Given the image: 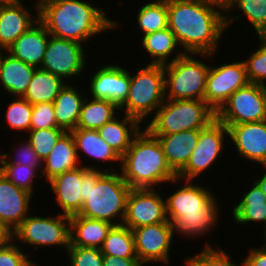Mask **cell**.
Wrapping results in <instances>:
<instances>
[{"label":"cell","mask_w":266,"mask_h":266,"mask_svg":"<svg viewBox=\"0 0 266 266\" xmlns=\"http://www.w3.org/2000/svg\"><path fill=\"white\" fill-rule=\"evenodd\" d=\"M201 182L203 183L201 184ZM201 182L175 178L168 183V186L170 185L172 188V185L176 183L173 192L170 188L168 190L170 195L166 194L165 196L166 215L171 223L173 239L175 236L181 237V239L183 236V240L187 238L195 241L204 236L208 239V234H211V231L214 233L215 227L221 224L220 218H224L221 216V212L225 211L226 213V210L222 209L224 208L221 203L223 200L218 198L221 195H216L214 190L211 191V186L205 184L204 181ZM180 184L181 186H179Z\"/></svg>","instance_id":"6da1fadb"},{"label":"cell","mask_w":266,"mask_h":266,"mask_svg":"<svg viewBox=\"0 0 266 266\" xmlns=\"http://www.w3.org/2000/svg\"><path fill=\"white\" fill-rule=\"evenodd\" d=\"M167 10L168 28L184 53H218L222 40H227L225 8L219 4L207 0H167Z\"/></svg>","instance_id":"7a4b0ae2"},{"label":"cell","mask_w":266,"mask_h":266,"mask_svg":"<svg viewBox=\"0 0 266 266\" xmlns=\"http://www.w3.org/2000/svg\"><path fill=\"white\" fill-rule=\"evenodd\" d=\"M92 2L61 0L49 4L39 11V21L50 35L90 47L89 43L97 35L120 30V22L107 14L108 11L104 10L106 7L102 9L100 4L94 5Z\"/></svg>","instance_id":"3957f363"},{"label":"cell","mask_w":266,"mask_h":266,"mask_svg":"<svg viewBox=\"0 0 266 266\" xmlns=\"http://www.w3.org/2000/svg\"><path fill=\"white\" fill-rule=\"evenodd\" d=\"M130 191L120 171L106 172L82 166L81 211L78 215L120 225Z\"/></svg>","instance_id":"277c9868"},{"label":"cell","mask_w":266,"mask_h":266,"mask_svg":"<svg viewBox=\"0 0 266 266\" xmlns=\"http://www.w3.org/2000/svg\"><path fill=\"white\" fill-rule=\"evenodd\" d=\"M119 171L131 189L166 188L165 183L177 178L159 140L144 126L121 157Z\"/></svg>","instance_id":"5b68a950"},{"label":"cell","mask_w":266,"mask_h":266,"mask_svg":"<svg viewBox=\"0 0 266 266\" xmlns=\"http://www.w3.org/2000/svg\"><path fill=\"white\" fill-rule=\"evenodd\" d=\"M143 64L137 70L130 69L128 97L119 107L121 113L137 119L142 125L155 115L166 100L163 65Z\"/></svg>","instance_id":"8992f818"},{"label":"cell","mask_w":266,"mask_h":266,"mask_svg":"<svg viewBox=\"0 0 266 266\" xmlns=\"http://www.w3.org/2000/svg\"><path fill=\"white\" fill-rule=\"evenodd\" d=\"M34 212H31L26 219L14 230L13 240L24 251H28L27 253L30 254L32 259H34V256L36 255H33L32 257L31 252L33 253L34 250V254H36L38 250L42 249L43 251V247L46 250L48 249V252L50 249L55 250L57 247V251L60 249V253H63L61 252V249H63L62 251L66 253V250L70 246V217L59 213H51V215L46 213L45 216L43 211L39 212V210L38 212L37 210H34ZM36 249L37 252L35 251Z\"/></svg>","instance_id":"52a82bcc"},{"label":"cell","mask_w":266,"mask_h":266,"mask_svg":"<svg viewBox=\"0 0 266 266\" xmlns=\"http://www.w3.org/2000/svg\"><path fill=\"white\" fill-rule=\"evenodd\" d=\"M216 119V112L204 100L166 99L144 125L152 135H169L203 129Z\"/></svg>","instance_id":"ba28073f"},{"label":"cell","mask_w":266,"mask_h":266,"mask_svg":"<svg viewBox=\"0 0 266 266\" xmlns=\"http://www.w3.org/2000/svg\"><path fill=\"white\" fill-rule=\"evenodd\" d=\"M211 54L185 53L163 65L165 98L171 100H204Z\"/></svg>","instance_id":"9c48e42d"},{"label":"cell","mask_w":266,"mask_h":266,"mask_svg":"<svg viewBox=\"0 0 266 266\" xmlns=\"http://www.w3.org/2000/svg\"><path fill=\"white\" fill-rule=\"evenodd\" d=\"M227 141L228 128L216 118L208 126L201 129L197 145L186 165L177 173V178L200 182L198 179H202L206 172L209 171L210 173V170H214L218 159L224 156L222 154L224 150L228 151L229 143Z\"/></svg>","instance_id":"30bf717a"},{"label":"cell","mask_w":266,"mask_h":266,"mask_svg":"<svg viewBox=\"0 0 266 266\" xmlns=\"http://www.w3.org/2000/svg\"><path fill=\"white\" fill-rule=\"evenodd\" d=\"M86 48L76 41L50 35L41 69L62 78L66 83H75L77 80V84L84 77V72L89 70V50Z\"/></svg>","instance_id":"8fae6325"},{"label":"cell","mask_w":266,"mask_h":266,"mask_svg":"<svg viewBox=\"0 0 266 266\" xmlns=\"http://www.w3.org/2000/svg\"><path fill=\"white\" fill-rule=\"evenodd\" d=\"M217 53L211 54L210 68L206 78L204 101L217 112L236 90L246 86V65L243 59H228L227 63L216 64ZM214 57V58H213ZM213 60V61H212ZM235 60V61H234ZM215 62V65L212 64ZM230 62V63H228Z\"/></svg>","instance_id":"7c38bea8"},{"label":"cell","mask_w":266,"mask_h":266,"mask_svg":"<svg viewBox=\"0 0 266 266\" xmlns=\"http://www.w3.org/2000/svg\"><path fill=\"white\" fill-rule=\"evenodd\" d=\"M224 125L266 120V86L248 83L239 88L216 112Z\"/></svg>","instance_id":"4fadbf2b"},{"label":"cell","mask_w":266,"mask_h":266,"mask_svg":"<svg viewBox=\"0 0 266 266\" xmlns=\"http://www.w3.org/2000/svg\"><path fill=\"white\" fill-rule=\"evenodd\" d=\"M135 251L139 262L143 266H157L164 264L170 266L173 243L171 223L166 222L151 224L132 229ZM175 241V242H173ZM153 262L155 264H153ZM153 264V265H152Z\"/></svg>","instance_id":"5bb4252c"},{"label":"cell","mask_w":266,"mask_h":266,"mask_svg":"<svg viewBox=\"0 0 266 266\" xmlns=\"http://www.w3.org/2000/svg\"><path fill=\"white\" fill-rule=\"evenodd\" d=\"M114 64L107 62V64H100V67L96 66V70L89 75L85 74L81 81L87 82L89 80V87L86 90L87 96L93 99L110 100L120 107L128 97L129 86H130V66L124 63ZM116 61V63H115ZM103 65V66H102ZM129 68V69H128ZM92 75V76H91ZM87 76V77H86ZM87 80V81H85Z\"/></svg>","instance_id":"9a60e30c"},{"label":"cell","mask_w":266,"mask_h":266,"mask_svg":"<svg viewBox=\"0 0 266 266\" xmlns=\"http://www.w3.org/2000/svg\"><path fill=\"white\" fill-rule=\"evenodd\" d=\"M160 190V191H159ZM131 189L126 205L123 225L132 229L166 222L165 192L159 188ZM161 192V193H160Z\"/></svg>","instance_id":"2e32d148"},{"label":"cell","mask_w":266,"mask_h":266,"mask_svg":"<svg viewBox=\"0 0 266 266\" xmlns=\"http://www.w3.org/2000/svg\"><path fill=\"white\" fill-rule=\"evenodd\" d=\"M70 132L75 141L76 151L81 166L87 169H99L106 172L120 170L121 157L111 148V146L108 145L106 141L103 140L98 130L75 128ZM116 164L118 165L116 166Z\"/></svg>","instance_id":"e0dca14e"},{"label":"cell","mask_w":266,"mask_h":266,"mask_svg":"<svg viewBox=\"0 0 266 266\" xmlns=\"http://www.w3.org/2000/svg\"><path fill=\"white\" fill-rule=\"evenodd\" d=\"M225 126L228 128L229 149L233 144L232 152L240 156L237 158L253 163L254 167L255 164L266 166V120Z\"/></svg>","instance_id":"ac0fdd59"},{"label":"cell","mask_w":266,"mask_h":266,"mask_svg":"<svg viewBox=\"0 0 266 266\" xmlns=\"http://www.w3.org/2000/svg\"><path fill=\"white\" fill-rule=\"evenodd\" d=\"M25 2L9 0L0 4V49L7 50L21 34L39 21V12L31 4L28 9L29 3Z\"/></svg>","instance_id":"d6986e66"},{"label":"cell","mask_w":266,"mask_h":266,"mask_svg":"<svg viewBox=\"0 0 266 266\" xmlns=\"http://www.w3.org/2000/svg\"><path fill=\"white\" fill-rule=\"evenodd\" d=\"M33 197L36 198L37 195L16 187L0 172V223L13 233L26 217L36 210L31 207L34 205Z\"/></svg>","instance_id":"ffe728a7"},{"label":"cell","mask_w":266,"mask_h":266,"mask_svg":"<svg viewBox=\"0 0 266 266\" xmlns=\"http://www.w3.org/2000/svg\"><path fill=\"white\" fill-rule=\"evenodd\" d=\"M51 190V196H54V203L59 209L55 212L66 215H78L81 211V196L82 195V166L58 174L49 180L45 186ZM60 211V212H59Z\"/></svg>","instance_id":"44dd1931"},{"label":"cell","mask_w":266,"mask_h":266,"mask_svg":"<svg viewBox=\"0 0 266 266\" xmlns=\"http://www.w3.org/2000/svg\"><path fill=\"white\" fill-rule=\"evenodd\" d=\"M252 181V182H251ZM248 187L242 190L239 194L242 196L241 198H236L234 205L231 208L230 216L235 221V225H252L253 227L259 226L261 230V237L266 236V197L263 191L260 189L259 185L252 179L249 180ZM251 186V187H250ZM243 191H245L243 193ZM237 202V203H236ZM255 224V225H254ZM257 224V225H256Z\"/></svg>","instance_id":"7402d4cb"},{"label":"cell","mask_w":266,"mask_h":266,"mask_svg":"<svg viewBox=\"0 0 266 266\" xmlns=\"http://www.w3.org/2000/svg\"><path fill=\"white\" fill-rule=\"evenodd\" d=\"M50 34L38 21L21 34L6 50L11 56L36 68H41Z\"/></svg>","instance_id":"603a6c76"},{"label":"cell","mask_w":266,"mask_h":266,"mask_svg":"<svg viewBox=\"0 0 266 266\" xmlns=\"http://www.w3.org/2000/svg\"><path fill=\"white\" fill-rule=\"evenodd\" d=\"M80 166L73 135L65 132L42 161L41 177L47 183L54 176Z\"/></svg>","instance_id":"cb8c5ba5"},{"label":"cell","mask_w":266,"mask_h":266,"mask_svg":"<svg viewBox=\"0 0 266 266\" xmlns=\"http://www.w3.org/2000/svg\"><path fill=\"white\" fill-rule=\"evenodd\" d=\"M36 67L14 58L4 50L0 67L2 96L23 97L34 75Z\"/></svg>","instance_id":"d4e9b609"},{"label":"cell","mask_w":266,"mask_h":266,"mask_svg":"<svg viewBox=\"0 0 266 266\" xmlns=\"http://www.w3.org/2000/svg\"><path fill=\"white\" fill-rule=\"evenodd\" d=\"M139 40L141 43L138 42V46L142 49V53H146L149 56L146 57L149 61L146 64L165 65L185 54L176 36L168 27L164 30L147 34Z\"/></svg>","instance_id":"484cf974"},{"label":"cell","mask_w":266,"mask_h":266,"mask_svg":"<svg viewBox=\"0 0 266 266\" xmlns=\"http://www.w3.org/2000/svg\"><path fill=\"white\" fill-rule=\"evenodd\" d=\"M79 84L82 85L81 88L78 87ZM79 84L67 83L53 101L56 123L66 132L76 128L83 102L87 96L84 90L86 88L83 87L86 85Z\"/></svg>","instance_id":"4316f807"},{"label":"cell","mask_w":266,"mask_h":266,"mask_svg":"<svg viewBox=\"0 0 266 266\" xmlns=\"http://www.w3.org/2000/svg\"><path fill=\"white\" fill-rule=\"evenodd\" d=\"M200 131L184 130L169 135H153L159 140L167 163L176 174L186 165L197 145Z\"/></svg>","instance_id":"83f0119b"},{"label":"cell","mask_w":266,"mask_h":266,"mask_svg":"<svg viewBox=\"0 0 266 266\" xmlns=\"http://www.w3.org/2000/svg\"><path fill=\"white\" fill-rule=\"evenodd\" d=\"M137 119L119 113L110 122L98 129L100 136L109 146L122 157L132 143L133 138L143 128Z\"/></svg>","instance_id":"f1b7e54d"},{"label":"cell","mask_w":266,"mask_h":266,"mask_svg":"<svg viewBox=\"0 0 266 266\" xmlns=\"http://www.w3.org/2000/svg\"><path fill=\"white\" fill-rule=\"evenodd\" d=\"M225 13L226 30L228 32L234 22L245 20V22L248 21L246 23L251 24V27H249L253 32L251 35L254 37L266 35V0H233L225 8Z\"/></svg>","instance_id":"f546056e"},{"label":"cell","mask_w":266,"mask_h":266,"mask_svg":"<svg viewBox=\"0 0 266 266\" xmlns=\"http://www.w3.org/2000/svg\"><path fill=\"white\" fill-rule=\"evenodd\" d=\"M112 224L74 215L70 217V245L100 249Z\"/></svg>","instance_id":"4dcf8cb0"},{"label":"cell","mask_w":266,"mask_h":266,"mask_svg":"<svg viewBox=\"0 0 266 266\" xmlns=\"http://www.w3.org/2000/svg\"><path fill=\"white\" fill-rule=\"evenodd\" d=\"M66 84L62 78L36 68L23 98L31 105L41 102L53 103Z\"/></svg>","instance_id":"1f68e13d"},{"label":"cell","mask_w":266,"mask_h":266,"mask_svg":"<svg viewBox=\"0 0 266 266\" xmlns=\"http://www.w3.org/2000/svg\"><path fill=\"white\" fill-rule=\"evenodd\" d=\"M119 113V107L114 102L86 96L76 128L98 130Z\"/></svg>","instance_id":"d6a6232c"},{"label":"cell","mask_w":266,"mask_h":266,"mask_svg":"<svg viewBox=\"0 0 266 266\" xmlns=\"http://www.w3.org/2000/svg\"><path fill=\"white\" fill-rule=\"evenodd\" d=\"M142 5L136 9L137 14L133 18H136L139 38L168 27L167 0H148Z\"/></svg>","instance_id":"836d02e7"},{"label":"cell","mask_w":266,"mask_h":266,"mask_svg":"<svg viewBox=\"0 0 266 266\" xmlns=\"http://www.w3.org/2000/svg\"><path fill=\"white\" fill-rule=\"evenodd\" d=\"M100 250L104 256L138 259L132 230L123 224L112 226Z\"/></svg>","instance_id":"e575fe53"},{"label":"cell","mask_w":266,"mask_h":266,"mask_svg":"<svg viewBox=\"0 0 266 266\" xmlns=\"http://www.w3.org/2000/svg\"><path fill=\"white\" fill-rule=\"evenodd\" d=\"M6 98L4 97L2 99V101L4 99L7 101L9 100V102L5 105L6 107L4 106V108H6V111L3 112V118L5 117L4 121L6 123V126L8 127L5 130L10 129V132L13 131V134H15L17 131L18 134H16V136L20 134V137L22 135L24 137V135H26L30 130V121L33 106L23 97L7 96Z\"/></svg>","instance_id":"d590c367"},{"label":"cell","mask_w":266,"mask_h":266,"mask_svg":"<svg viewBox=\"0 0 266 266\" xmlns=\"http://www.w3.org/2000/svg\"><path fill=\"white\" fill-rule=\"evenodd\" d=\"M204 242V247L199 253L188 257L185 255L183 261L186 265L183 266H245L244 260H241V262L234 260L236 258H233L218 242L216 245L208 240Z\"/></svg>","instance_id":"8d00e7d4"},{"label":"cell","mask_w":266,"mask_h":266,"mask_svg":"<svg viewBox=\"0 0 266 266\" xmlns=\"http://www.w3.org/2000/svg\"><path fill=\"white\" fill-rule=\"evenodd\" d=\"M15 136L13 139H18L13 143L10 149H7V153L5 151L0 152V164H20V165H28L31 167H35L40 173L42 170V160L39 158L38 154L32 148L31 143L23 136L19 139ZM20 140V141H19ZM15 144V145H14ZM10 150L11 152H9ZM10 154H9V153Z\"/></svg>","instance_id":"74e56055"},{"label":"cell","mask_w":266,"mask_h":266,"mask_svg":"<svg viewBox=\"0 0 266 266\" xmlns=\"http://www.w3.org/2000/svg\"><path fill=\"white\" fill-rule=\"evenodd\" d=\"M258 42L254 50L249 49L250 53L245 52L243 59L246 65L247 78L249 83H255L266 86V35L256 36ZM251 50V51H250Z\"/></svg>","instance_id":"f35d334b"},{"label":"cell","mask_w":266,"mask_h":266,"mask_svg":"<svg viewBox=\"0 0 266 266\" xmlns=\"http://www.w3.org/2000/svg\"><path fill=\"white\" fill-rule=\"evenodd\" d=\"M0 172L16 187L22 188L34 196L36 195L35 191L37 193L35 183L37 179L42 180L41 173L35 167L28 165L0 164Z\"/></svg>","instance_id":"ab89813d"},{"label":"cell","mask_w":266,"mask_h":266,"mask_svg":"<svg viewBox=\"0 0 266 266\" xmlns=\"http://www.w3.org/2000/svg\"><path fill=\"white\" fill-rule=\"evenodd\" d=\"M66 131L61 127L29 130L24 136L43 161L52 151L53 146Z\"/></svg>","instance_id":"60d3db41"},{"label":"cell","mask_w":266,"mask_h":266,"mask_svg":"<svg viewBox=\"0 0 266 266\" xmlns=\"http://www.w3.org/2000/svg\"><path fill=\"white\" fill-rule=\"evenodd\" d=\"M65 255L61 257L66 258L63 262L69 261L66 266H103L104 255L98 248L70 245Z\"/></svg>","instance_id":"b9f144b4"},{"label":"cell","mask_w":266,"mask_h":266,"mask_svg":"<svg viewBox=\"0 0 266 266\" xmlns=\"http://www.w3.org/2000/svg\"><path fill=\"white\" fill-rule=\"evenodd\" d=\"M30 255L24 251L13 239L0 248V266H37Z\"/></svg>","instance_id":"7bdbcfd3"},{"label":"cell","mask_w":266,"mask_h":266,"mask_svg":"<svg viewBox=\"0 0 266 266\" xmlns=\"http://www.w3.org/2000/svg\"><path fill=\"white\" fill-rule=\"evenodd\" d=\"M32 106L30 130L59 127L56 123L53 103L41 102Z\"/></svg>","instance_id":"ee69618b"},{"label":"cell","mask_w":266,"mask_h":266,"mask_svg":"<svg viewBox=\"0 0 266 266\" xmlns=\"http://www.w3.org/2000/svg\"><path fill=\"white\" fill-rule=\"evenodd\" d=\"M260 247L248 249V254L243 258L245 266H266V241H262Z\"/></svg>","instance_id":"f6af8a7d"},{"label":"cell","mask_w":266,"mask_h":266,"mask_svg":"<svg viewBox=\"0 0 266 266\" xmlns=\"http://www.w3.org/2000/svg\"><path fill=\"white\" fill-rule=\"evenodd\" d=\"M103 266H143L138 259H124L114 256H104Z\"/></svg>","instance_id":"bcb514c9"},{"label":"cell","mask_w":266,"mask_h":266,"mask_svg":"<svg viewBox=\"0 0 266 266\" xmlns=\"http://www.w3.org/2000/svg\"><path fill=\"white\" fill-rule=\"evenodd\" d=\"M257 168H260V169L258 172L256 171V173L258 174L262 170V172H261L262 174L259 173V175H256L258 178L256 176H254V174H253V178H250V179H253L259 185L260 189L263 191V193L265 194V197H266V166H261V167L258 166Z\"/></svg>","instance_id":"7dc6e473"},{"label":"cell","mask_w":266,"mask_h":266,"mask_svg":"<svg viewBox=\"0 0 266 266\" xmlns=\"http://www.w3.org/2000/svg\"><path fill=\"white\" fill-rule=\"evenodd\" d=\"M13 239V233L2 223H0V248Z\"/></svg>","instance_id":"c3c4849f"},{"label":"cell","mask_w":266,"mask_h":266,"mask_svg":"<svg viewBox=\"0 0 266 266\" xmlns=\"http://www.w3.org/2000/svg\"><path fill=\"white\" fill-rule=\"evenodd\" d=\"M30 1H33V0H29V3H30ZM58 1H61V0H34L30 4L39 12L45 6L52 4V3H55V2H58Z\"/></svg>","instance_id":"681fc988"},{"label":"cell","mask_w":266,"mask_h":266,"mask_svg":"<svg viewBox=\"0 0 266 266\" xmlns=\"http://www.w3.org/2000/svg\"><path fill=\"white\" fill-rule=\"evenodd\" d=\"M219 4L223 8H226L233 0H207Z\"/></svg>","instance_id":"f907efd6"},{"label":"cell","mask_w":266,"mask_h":266,"mask_svg":"<svg viewBox=\"0 0 266 266\" xmlns=\"http://www.w3.org/2000/svg\"><path fill=\"white\" fill-rule=\"evenodd\" d=\"M3 56H4V49H0V67H1Z\"/></svg>","instance_id":"816d5d0a"},{"label":"cell","mask_w":266,"mask_h":266,"mask_svg":"<svg viewBox=\"0 0 266 266\" xmlns=\"http://www.w3.org/2000/svg\"><path fill=\"white\" fill-rule=\"evenodd\" d=\"M6 1H9V0H0V4H1V3H4V2H6Z\"/></svg>","instance_id":"f5cc1de1"}]
</instances>
